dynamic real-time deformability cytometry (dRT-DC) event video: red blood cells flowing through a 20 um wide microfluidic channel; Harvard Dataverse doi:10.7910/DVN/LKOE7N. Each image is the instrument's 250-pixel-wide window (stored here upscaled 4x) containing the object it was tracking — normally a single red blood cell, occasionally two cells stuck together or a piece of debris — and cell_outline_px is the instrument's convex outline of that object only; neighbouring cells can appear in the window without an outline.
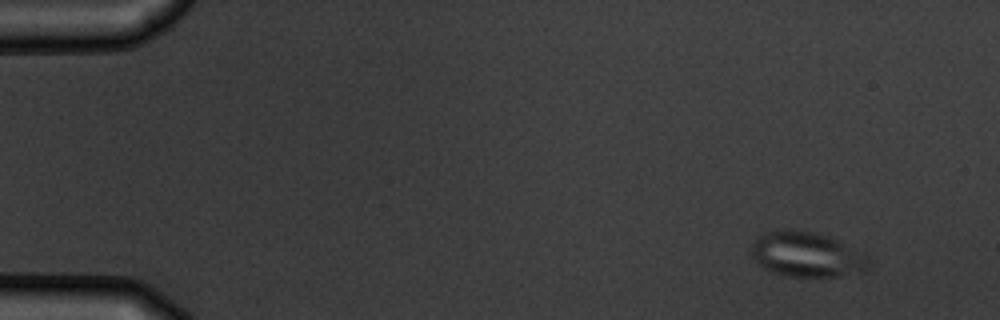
{"species": "common noctule bat (a hibernating species)", "species_latin": "Nyctalus noctula", "temperature_condition": "warm", "stored_images_in_passage": 4, "camera_frame_rate_fps": 3000, "um_per_image_px": 0.085, "animal": {"sex": "male", "body_mass_g": 19.5, "forearm_length_mm": 54.6}, "frame": {"image": 1, "passage_image": 1, "time_ms": 0.0, "image_size_px": [1000, 320], "cell_outline_px": [[872, 260], [868, 268], [864, 272], [840, 276], [788, 276], [772, 272], [764, 268], [752, 256], [752, 244], [764, 232], [788, 228], [816, 232], [828, 236], [868, 256]], "centroid_in_image_um": [68.6, 21.63], "position_along_channel_um": 16.4, "area_um2": 30.75}}